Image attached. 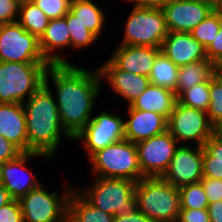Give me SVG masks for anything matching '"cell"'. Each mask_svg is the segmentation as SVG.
<instances>
[{
	"label": "cell",
	"mask_w": 222,
	"mask_h": 222,
	"mask_svg": "<svg viewBox=\"0 0 222 222\" xmlns=\"http://www.w3.org/2000/svg\"><path fill=\"white\" fill-rule=\"evenodd\" d=\"M69 11L76 16V20L100 38L106 15L92 0H71Z\"/></svg>",
	"instance_id": "obj_25"
},
{
	"label": "cell",
	"mask_w": 222,
	"mask_h": 222,
	"mask_svg": "<svg viewBox=\"0 0 222 222\" xmlns=\"http://www.w3.org/2000/svg\"><path fill=\"white\" fill-rule=\"evenodd\" d=\"M21 153L16 145L0 135V164L17 158Z\"/></svg>",
	"instance_id": "obj_40"
},
{
	"label": "cell",
	"mask_w": 222,
	"mask_h": 222,
	"mask_svg": "<svg viewBox=\"0 0 222 222\" xmlns=\"http://www.w3.org/2000/svg\"><path fill=\"white\" fill-rule=\"evenodd\" d=\"M222 24V14L219 10L211 12L190 33L205 48L213 41Z\"/></svg>",
	"instance_id": "obj_30"
},
{
	"label": "cell",
	"mask_w": 222,
	"mask_h": 222,
	"mask_svg": "<svg viewBox=\"0 0 222 222\" xmlns=\"http://www.w3.org/2000/svg\"><path fill=\"white\" fill-rule=\"evenodd\" d=\"M129 119L124 120L125 139L132 143L149 139L167 131L168 119L161 114L150 111L127 108Z\"/></svg>",
	"instance_id": "obj_19"
},
{
	"label": "cell",
	"mask_w": 222,
	"mask_h": 222,
	"mask_svg": "<svg viewBox=\"0 0 222 222\" xmlns=\"http://www.w3.org/2000/svg\"><path fill=\"white\" fill-rule=\"evenodd\" d=\"M177 78L178 66L161 51L152 66L149 75L150 83L175 91Z\"/></svg>",
	"instance_id": "obj_27"
},
{
	"label": "cell",
	"mask_w": 222,
	"mask_h": 222,
	"mask_svg": "<svg viewBox=\"0 0 222 222\" xmlns=\"http://www.w3.org/2000/svg\"><path fill=\"white\" fill-rule=\"evenodd\" d=\"M181 209H207L208 198L202 183H193L179 188Z\"/></svg>",
	"instance_id": "obj_33"
},
{
	"label": "cell",
	"mask_w": 222,
	"mask_h": 222,
	"mask_svg": "<svg viewBox=\"0 0 222 222\" xmlns=\"http://www.w3.org/2000/svg\"><path fill=\"white\" fill-rule=\"evenodd\" d=\"M135 204L153 222H177L181 210L179 188L162 177H144L136 183Z\"/></svg>",
	"instance_id": "obj_3"
},
{
	"label": "cell",
	"mask_w": 222,
	"mask_h": 222,
	"mask_svg": "<svg viewBox=\"0 0 222 222\" xmlns=\"http://www.w3.org/2000/svg\"><path fill=\"white\" fill-rule=\"evenodd\" d=\"M0 135L28 152L26 117L22 103H0Z\"/></svg>",
	"instance_id": "obj_20"
},
{
	"label": "cell",
	"mask_w": 222,
	"mask_h": 222,
	"mask_svg": "<svg viewBox=\"0 0 222 222\" xmlns=\"http://www.w3.org/2000/svg\"><path fill=\"white\" fill-rule=\"evenodd\" d=\"M200 182L208 198L209 204L222 200V180L203 177Z\"/></svg>",
	"instance_id": "obj_37"
},
{
	"label": "cell",
	"mask_w": 222,
	"mask_h": 222,
	"mask_svg": "<svg viewBox=\"0 0 222 222\" xmlns=\"http://www.w3.org/2000/svg\"><path fill=\"white\" fill-rule=\"evenodd\" d=\"M101 80L108 81L116 95L125 99L129 105L149 86V77L118 69L109 59L99 68Z\"/></svg>",
	"instance_id": "obj_16"
},
{
	"label": "cell",
	"mask_w": 222,
	"mask_h": 222,
	"mask_svg": "<svg viewBox=\"0 0 222 222\" xmlns=\"http://www.w3.org/2000/svg\"><path fill=\"white\" fill-rule=\"evenodd\" d=\"M20 4L14 0H0V25L14 23L19 18Z\"/></svg>",
	"instance_id": "obj_35"
},
{
	"label": "cell",
	"mask_w": 222,
	"mask_h": 222,
	"mask_svg": "<svg viewBox=\"0 0 222 222\" xmlns=\"http://www.w3.org/2000/svg\"><path fill=\"white\" fill-rule=\"evenodd\" d=\"M161 9L168 31L189 33L214 11L204 0H169Z\"/></svg>",
	"instance_id": "obj_15"
},
{
	"label": "cell",
	"mask_w": 222,
	"mask_h": 222,
	"mask_svg": "<svg viewBox=\"0 0 222 222\" xmlns=\"http://www.w3.org/2000/svg\"><path fill=\"white\" fill-rule=\"evenodd\" d=\"M177 140L167 130L162 134L136 143L139 164L144 177H162L175 150Z\"/></svg>",
	"instance_id": "obj_12"
},
{
	"label": "cell",
	"mask_w": 222,
	"mask_h": 222,
	"mask_svg": "<svg viewBox=\"0 0 222 222\" xmlns=\"http://www.w3.org/2000/svg\"><path fill=\"white\" fill-rule=\"evenodd\" d=\"M45 79L55 86L63 128L74 138L91 120L93 105L101 91L99 70L69 64H50Z\"/></svg>",
	"instance_id": "obj_1"
},
{
	"label": "cell",
	"mask_w": 222,
	"mask_h": 222,
	"mask_svg": "<svg viewBox=\"0 0 222 222\" xmlns=\"http://www.w3.org/2000/svg\"><path fill=\"white\" fill-rule=\"evenodd\" d=\"M51 19L63 18L70 10L71 0H31Z\"/></svg>",
	"instance_id": "obj_34"
},
{
	"label": "cell",
	"mask_w": 222,
	"mask_h": 222,
	"mask_svg": "<svg viewBox=\"0 0 222 222\" xmlns=\"http://www.w3.org/2000/svg\"><path fill=\"white\" fill-rule=\"evenodd\" d=\"M114 215L91 205L78 189H73L68 198L67 222H113Z\"/></svg>",
	"instance_id": "obj_23"
},
{
	"label": "cell",
	"mask_w": 222,
	"mask_h": 222,
	"mask_svg": "<svg viewBox=\"0 0 222 222\" xmlns=\"http://www.w3.org/2000/svg\"><path fill=\"white\" fill-rule=\"evenodd\" d=\"M167 130L178 143L192 141L197 146H203L214 134L215 127L205 111L176 102L174 110L168 117Z\"/></svg>",
	"instance_id": "obj_10"
},
{
	"label": "cell",
	"mask_w": 222,
	"mask_h": 222,
	"mask_svg": "<svg viewBox=\"0 0 222 222\" xmlns=\"http://www.w3.org/2000/svg\"><path fill=\"white\" fill-rule=\"evenodd\" d=\"M210 222H222V200L208 205Z\"/></svg>",
	"instance_id": "obj_42"
},
{
	"label": "cell",
	"mask_w": 222,
	"mask_h": 222,
	"mask_svg": "<svg viewBox=\"0 0 222 222\" xmlns=\"http://www.w3.org/2000/svg\"><path fill=\"white\" fill-rule=\"evenodd\" d=\"M39 46L42 55L50 64H69L65 57L56 52L61 48L71 47L70 33L64 17L49 20L44 34L39 39Z\"/></svg>",
	"instance_id": "obj_21"
},
{
	"label": "cell",
	"mask_w": 222,
	"mask_h": 222,
	"mask_svg": "<svg viewBox=\"0 0 222 222\" xmlns=\"http://www.w3.org/2000/svg\"><path fill=\"white\" fill-rule=\"evenodd\" d=\"M0 185H2V178H1V164H0Z\"/></svg>",
	"instance_id": "obj_49"
},
{
	"label": "cell",
	"mask_w": 222,
	"mask_h": 222,
	"mask_svg": "<svg viewBox=\"0 0 222 222\" xmlns=\"http://www.w3.org/2000/svg\"><path fill=\"white\" fill-rule=\"evenodd\" d=\"M161 51L178 67L207 59L206 48L189 32L169 31Z\"/></svg>",
	"instance_id": "obj_17"
},
{
	"label": "cell",
	"mask_w": 222,
	"mask_h": 222,
	"mask_svg": "<svg viewBox=\"0 0 222 222\" xmlns=\"http://www.w3.org/2000/svg\"><path fill=\"white\" fill-rule=\"evenodd\" d=\"M206 56L215 66L222 60V24L217 35L206 48Z\"/></svg>",
	"instance_id": "obj_38"
},
{
	"label": "cell",
	"mask_w": 222,
	"mask_h": 222,
	"mask_svg": "<svg viewBox=\"0 0 222 222\" xmlns=\"http://www.w3.org/2000/svg\"><path fill=\"white\" fill-rule=\"evenodd\" d=\"M40 156L52 161V158L45 154L23 152L17 158L1 164L2 186L12 199L19 200L41 184L26 166L30 158Z\"/></svg>",
	"instance_id": "obj_14"
},
{
	"label": "cell",
	"mask_w": 222,
	"mask_h": 222,
	"mask_svg": "<svg viewBox=\"0 0 222 222\" xmlns=\"http://www.w3.org/2000/svg\"><path fill=\"white\" fill-rule=\"evenodd\" d=\"M209 80L182 91L177 102L190 108L207 111L210 104Z\"/></svg>",
	"instance_id": "obj_29"
},
{
	"label": "cell",
	"mask_w": 222,
	"mask_h": 222,
	"mask_svg": "<svg viewBox=\"0 0 222 222\" xmlns=\"http://www.w3.org/2000/svg\"><path fill=\"white\" fill-rule=\"evenodd\" d=\"M49 65L0 61V103L23 104L45 83Z\"/></svg>",
	"instance_id": "obj_4"
},
{
	"label": "cell",
	"mask_w": 222,
	"mask_h": 222,
	"mask_svg": "<svg viewBox=\"0 0 222 222\" xmlns=\"http://www.w3.org/2000/svg\"><path fill=\"white\" fill-rule=\"evenodd\" d=\"M216 72L222 75V60L219 62V64L216 66Z\"/></svg>",
	"instance_id": "obj_47"
},
{
	"label": "cell",
	"mask_w": 222,
	"mask_h": 222,
	"mask_svg": "<svg viewBox=\"0 0 222 222\" xmlns=\"http://www.w3.org/2000/svg\"><path fill=\"white\" fill-rule=\"evenodd\" d=\"M71 38V48L81 49L91 46L98 38L82 25L70 11L64 16Z\"/></svg>",
	"instance_id": "obj_32"
},
{
	"label": "cell",
	"mask_w": 222,
	"mask_h": 222,
	"mask_svg": "<svg viewBox=\"0 0 222 222\" xmlns=\"http://www.w3.org/2000/svg\"><path fill=\"white\" fill-rule=\"evenodd\" d=\"M118 46L108 59L122 71L149 77L161 48L131 45Z\"/></svg>",
	"instance_id": "obj_18"
},
{
	"label": "cell",
	"mask_w": 222,
	"mask_h": 222,
	"mask_svg": "<svg viewBox=\"0 0 222 222\" xmlns=\"http://www.w3.org/2000/svg\"><path fill=\"white\" fill-rule=\"evenodd\" d=\"M0 222H23L19 200L12 199L0 208Z\"/></svg>",
	"instance_id": "obj_36"
},
{
	"label": "cell",
	"mask_w": 222,
	"mask_h": 222,
	"mask_svg": "<svg viewBox=\"0 0 222 222\" xmlns=\"http://www.w3.org/2000/svg\"><path fill=\"white\" fill-rule=\"evenodd\" d=\"M214 10H220L222 8V0H204Z\"/></svg>",
	"instance_id": "obj_45"
},
{
	"label": "cell",
	"mask_w": 222,
	"mask_h": 222,
	"mask_svg": "<svg viewBox=\"0 0 222 222\" xmlns=\"http://www.w3.org/2000/svg\"><path fill=\"white\" fill-rule=\"evenodd\" d=\"M203 177L222 180V141L213 134L203 145Z\"/></svg>",
	"instance_id": "obj_28"
},
{
	"label": "cell",
	"mask_w": 222,
	"mask_h": 222,
	"mask_svg": "<svg viewBox=\"0 0 222 222\" xmlns=\"http://www.w3.org/2000/svg\"><path fill=\"white\" fill-rule=\"evenodd\" d=\"M113 222H153L135 207L126 216L114 217Z\"/></svg>",
	"instance_id": "obj_41"
},
{
	"label": "cell",
	"mask_w": 222,
	"mask_h": 222,
	"mask_svg": "<svg viewBox=\"0 0 222 222\" xmlns=\"http://www.w3.org/2000/svg\"><path fill=\"white\" fill-rule=\"evenodd\" d=\"M215 72L216 66L208 59L179 66L176 89L174 91L176 96L194 85L210 80Z\"/></svg>",
	"instance_id": "obj_24"
},
{
	"label": "cell",
	"mask_w": 222,
	"mask_h": 222,
	"mask_svg": "<svg viewBox=\"0 0 222 222\" xmlns=\"http://www.w3.org/2000/svg\"><path fill=\"white\" fill-rule=\"evenodd\" d=\"M214 134L222 141V124L215 127Z\"/></svg>",
	"instance_id": "obj_46"
},
{
	"label": "cell",
	"mask_w": 222,
	"mask_h": 222,
	"mask_svg": "<svg viewBox=\"0 0 222 222\" xmlns=\"http://www.w3.org/2000/svg\"><path fill=\"white\" fill-rule=\"evenodd\" d=\"M49 18L31 0L20 4L18 23L38 39L44 34Z\"/></svg>",
	"instance_id": "obj_26"
},
{
	"label": "cell",
	"mask_w": 222,
	"mask_h": 222,
	"mask_svg": "<svg viewBox=\"0 0 222 222\" xmlns=\"http://www.w3.org/2000/svg\"><path fill=\"white\" fill-rule=\"evenodd\" d=\"M177 222H210L207 209H181Z\"/></svg>",
	"instance_id": "obj_39"
},
{
	"label": "cell",
	"mask_w": 222,
	"mask_h": 222,
	"mask_svg": "<svg viewBox=\"0 0 222 222\" xmlns=\"http://www.w3.org/2000/svg\"><path fill=\"white\" fill-rule=\"evenodd\" d=\"M176 102L177 96L173 90L150 83L130 106L137 110L156 112L168 119Z\"/></svg>",
	"instance_id": "obj_22"
},
{
	"label": "cell",
	"mask_w": 222,
	"mask_h": 222,
	"mask_svg": "<svg viewBox=\"0 0 222 222\" xmlns=\"http://www.w3.org/2000/svg\"><path fill=\"white\" fill-rule=\"evenodd\" d=\"M49 79L23 103L26 117L28 152L45 154L51 158L58 149L62 136L73 141L63 128Z\"/></svg>",
	"instance_id": "obj_2"
},
{
	"label": "cell",
	"mask_w": 222,
	"mask_h": 222,
	"mask_svg": "<svg viewBox=\"0 0 222 222\" xmlns=\"http://www.w3.org/2000/svg\"><path fill=\"white\" fill-rule=\"evenodd\" d=\"M122 139H125L124 119L114 113L102 111L91 118L73 141L82 140L83 148L90 158L95 152Z\"/></svg>",
	"instance_id": "obj_11"
},
{
	"label": "cell",
	"mask_w": 222,
	"mask_h": 222,
	"mask_svg": "<svg viewBox=\"0 0 222 222\" xmlns=\"http://www.w3.org/2000/svg\"><path fill=\"white\" fill-rule=\"evenodd\" d=\"M66 189V191H65ZM72 188L67 186L59 196L40 184L19 199L23 222H67V204Z\"/></svg>",
	"instance_id": "obj_8"
},
{
	"label": "cell",
	"mask_w": 222,
	"mask_h": 222,
	"mask_svg": "<svg viewBox=\"0 0 222 222\" xmlns=\"http://www.w3.org/2000/svg\"><path fill=\"white\" fill-rule=\"evenodd\" d=\"M0 61L49 63L41 53L39 39L18 22L0 25Z\"/></svg>",
	"instance_id": "obj_9"
},
{
	"label": "cell",
	"mask_w": 222,
	"mask_h": 222,
	"mask_svg": "<svg viewBox=\"0 0 222 222\" xmlns=\"http://www.w3.org/2000/svg\"><path fill=\"white\" fill-rule=\"evenodd\" d=\"M125 22L120 45L161 48L169 32L161 8L134 6Z\"/></svg>",
	"instance_id": "obj_7"
},
{
	"label": "cell",
	"mask_w": 222,
	"mask_h": 222,
	"mask_svg": "<svg viewBox=\"0 0 222 222\" xmlns=\"http://www.w3.org/2000/svg\"><path fill=\"white\" fill-rule=\"evenodd\" d=\"M133 2L134 6L162 8L169 0H124Z\"/></svg>",
	"instance_id": "obj_43"
},
{
	"label": "cell",
	"mask_w": 222,
	"mask_h": 222,
	"mask_svg": "<svg viewBox=\"0 0 222 222\" xmlns=\"http://www.w3.org/2000/svg\"><path fill=\"white\" fill-rule=\"evenodd\" d=\"M203 146L181 144L162 178L175 187L198 183L203 178Z\"/></svg>",
	"instance_id": "obj_13"
},
{
	"label": "cell",
	"mask_w": 222,
	"mask_h": 222,
	"mask_svg": "<svg viewBox=\"0 0 222 222\" xmlns=\"http://www.w3.org/2000/svg\"><path fill=\"white\" fill-rule=\"evenodd\" d=\"M210 104L206 111L209 121L216 127L222 124V75L215 72L209 80Z\"/></svg>",
	"instance_id": "obj_31"
},
{
	"label": "cell",
	"mask_w": 222,
	"mask_h": 222,
	"mask_svg": "<svg viewBox=\"0 0 222 222\" xmlns=\"http://www.w3.org/2000/svg\"><path fill=\"white\" fill-rule=\"evenodd\" d=\"M136 183L127 179L95 177L91 186L80 190V194L94 207L122 217L136 207Z\"/></svg>",
	"instance_id": "obj_6"
},
{
	"label": "cell",
	"mask_w": 222,
	"mask_h": 222,
	"mask_svg": "<svg viewBox=\"0 0 222 222\" xmlns=\"http://www.w3.org/2000/svg\"><path fill=\"white\" fill-rule=\"evenodd\" d=\"M12 200L6 189L0 185V208Z\"/></svg>",
	"instance_id": "obj_44"
},
{
	"label": "cell",
	"mask_w": 222,
	"mask_h": 222,
	"mask_svg": "<svg viewBox=\"0 0 222 222\" xmlns=\"http://www.w3.org/2000/svg\"><path fill=\"white\" fill-rule=\"evenodd\" d=\"M89 161L96 177L127 179L134 182L144 178L136 144L127 139L95 152Z\"/></svg>",
	"instance_id": "obj_5"
},
{
	"label": "cell",
	"mask_w": 222,
	"mask_h": 222,
	"mask_svg": "<svg viewBox=\"0 0 222 222\" xmlns=\"http://www.w3.org/2000/svg\"><path fill=\"white\" fill-rule=\"evenodd\" d=\"M14 1L18 2L19 4H22V3H25V2H27L29 0H14Z\"/></svg>",
	"instance_id": "obj_48"
}]
</instances>
